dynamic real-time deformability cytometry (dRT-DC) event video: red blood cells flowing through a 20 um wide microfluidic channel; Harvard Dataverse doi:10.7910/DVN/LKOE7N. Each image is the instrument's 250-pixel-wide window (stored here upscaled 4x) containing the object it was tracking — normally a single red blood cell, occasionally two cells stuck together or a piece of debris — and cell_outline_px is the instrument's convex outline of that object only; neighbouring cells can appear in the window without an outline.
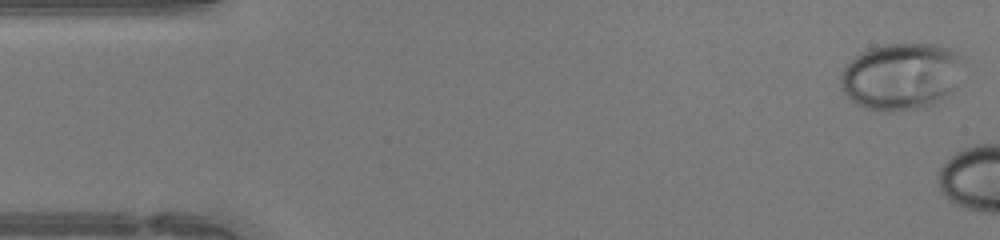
{"species": "human", "species_latin": "Homo sapiens", "temperature_condition": "warm", "stored_images_in_passage": 5, "camera_frame_rate_fps": 3000, "um_per_image_px": 0.085, "donor": {"sex": "female"}, "frame": {"image": 1, "passage_image": 1, "time_ms": 0.0, "image_size_px": [1000, 240], "cell_outline_px": [[964, 60], [956, 88], [952, 92], [936, 104], [924, 108], [892, 112], [884, 112], [864, 108], [848, 100], [844, 92], [840, 80], [840, 76], [844, 68], [860, 52], [868, 48], [884, 44], [936, 44], [952, 48], [964, 56]], "centroid_in_image_um": [76.65, 6.5], "position_along_channel_um": 8.4, "area_um2": 48.9}}